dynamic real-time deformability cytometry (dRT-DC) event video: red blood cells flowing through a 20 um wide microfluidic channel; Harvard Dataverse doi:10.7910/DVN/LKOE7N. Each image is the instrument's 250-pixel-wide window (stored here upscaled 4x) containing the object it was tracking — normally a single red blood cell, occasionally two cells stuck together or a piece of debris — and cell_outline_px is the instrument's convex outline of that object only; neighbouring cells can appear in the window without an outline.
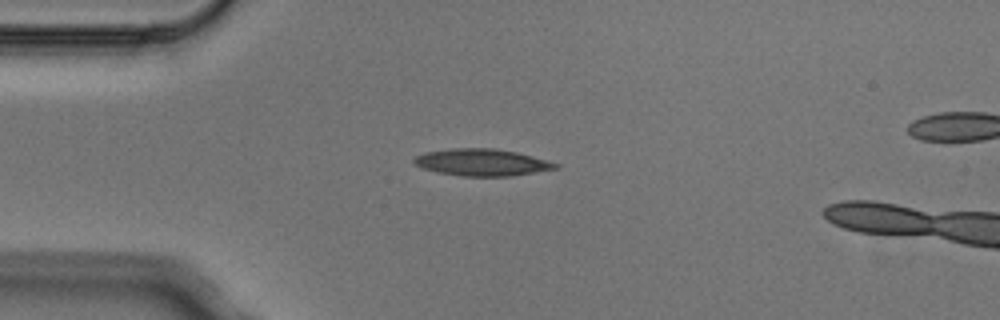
{"species": "Egyptian fruit bat (a non-hibernating species)", "species_latin": "Rousettus aegyptiacus", "temperature_condition": "cold", "stored_images_in_passage": 2, "camera_frame_rate_fps": 3000, "um_per_image_px": 0.085, "animal": {"sex": "male"}, "frame": {"image": 1, "passage_image": 1, "time_ms": 0.0, "image_size_px": [1000, 320], "cell_outline_px": [[560, 168], [512, 176], [464, 176], [436, 172], [424, 168], [416, 164], [412, 160], [416, 156], [424, 152], [452, 148], [492, 148], [516, 152], [532, 156], [560, 164]], "centroid_in_image_um": [40.98, 13.8], "position_along_channel_um": 44.0, "area_um2": 22.14}}